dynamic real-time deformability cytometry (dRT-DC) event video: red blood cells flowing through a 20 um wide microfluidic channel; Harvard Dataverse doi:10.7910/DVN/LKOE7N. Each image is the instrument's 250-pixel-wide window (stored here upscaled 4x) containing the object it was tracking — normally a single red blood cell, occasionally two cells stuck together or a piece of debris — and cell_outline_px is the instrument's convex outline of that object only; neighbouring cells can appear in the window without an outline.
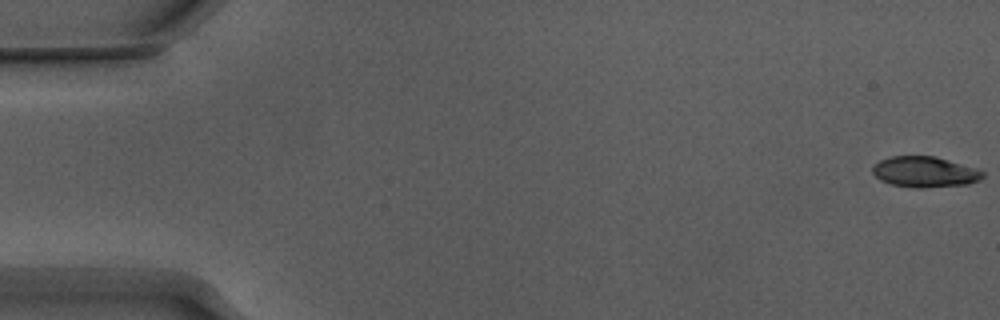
{"species": "Egyptian fruit bat (a non-hibernating species)", "species_latin": "Rousettus aegyptiacus", "temperature_condition": "warm", "stored_images_in_passage": 54, "camera_frame_rate_fps": 3000, "um_per_image_px": 0.085, "animal": {"sex": "male"}, "frame": {"image": 1, "passage_image": 1, "time_ms": 0.0, "image_size_px": [1000, 320], "cell_outline_px": [[984, 176], [980, 180], [968, 184], [920, 188], [916, 188], [892, 184], [880, 180], [872, 172], [872, 168], [880, 160], [892, 156], [936, 156], [984, 172]], "centroid_in_image_um": [78.59, 14.62], "position_along_channel_um": 6.4, "area_um2": 19.42}}
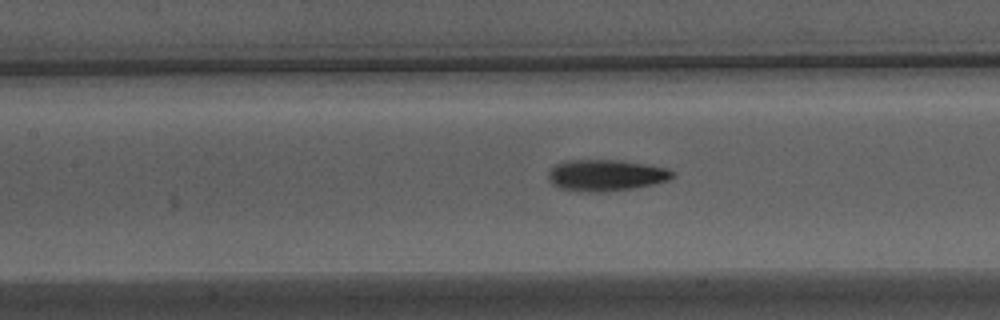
{"frame": {"image": 2, "passage_image": 25, "time_ms": 8.0, "image_size_px": [1000, 320], "cell_outline_px": [[676, 176], [668, 180], [652, 184], [632, 188], [604, 192], [588, 192], [560, 188], [552, 184], [548, 176], [548, 172], [556, 164], [568, 160], [620, 160], [668, 168], [676, 172]], "centroid_in_image_um": [51.53, 14.89], "position_along_channel_um": 155.9, "area_um2": 22.66}}
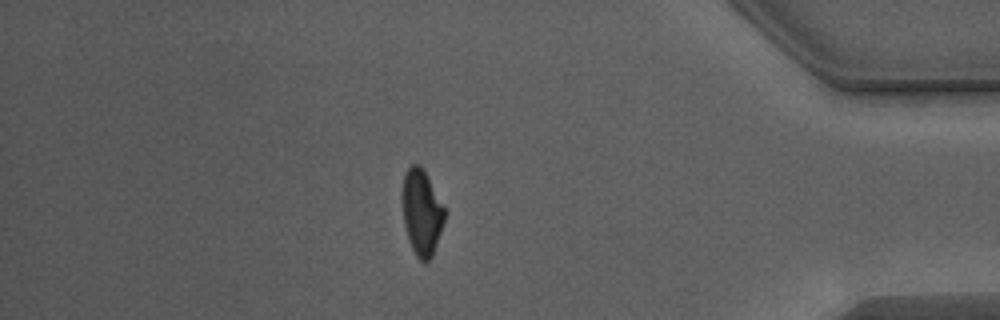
{"frame": {"image": 3, "passage_image": 47, "time_ms": 15.333, "image_size_px": [1000, 320], "cell_outline_px": [[444, 220], [432, 256], [428, 260], [420, 260], [416, 256], [408, 240], [404, 224], [404, 176], [408, 168], [412, 164], [420, 164], [444, 208]], "centroid_in_image_um": [35.84, 18.07], "position_along_channel_um": 399.4, "area_um2": 20.11}, "authors_computed_cell_mechanics": {"area_um2": 21.0392, "velocity_mm_per_s": 3.848, "shape_relaxation_time_tau1_ms": 3.065, "shape_relaxation_time_tau2_ms": 2.223, "deformation_change_tau1": 0.1763, "deformation_change_tau2": 0.0896}}